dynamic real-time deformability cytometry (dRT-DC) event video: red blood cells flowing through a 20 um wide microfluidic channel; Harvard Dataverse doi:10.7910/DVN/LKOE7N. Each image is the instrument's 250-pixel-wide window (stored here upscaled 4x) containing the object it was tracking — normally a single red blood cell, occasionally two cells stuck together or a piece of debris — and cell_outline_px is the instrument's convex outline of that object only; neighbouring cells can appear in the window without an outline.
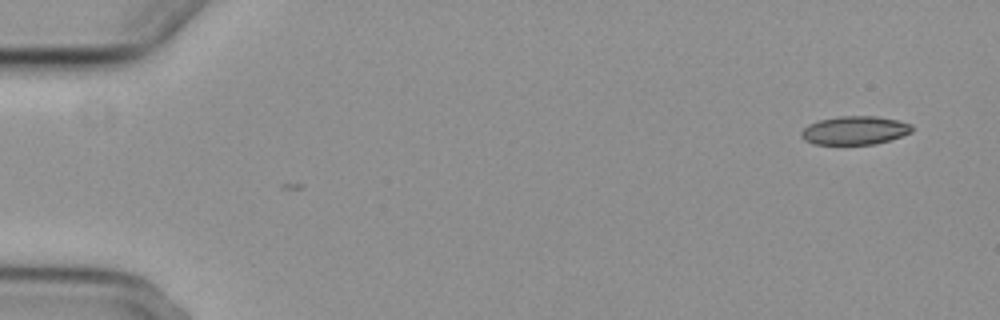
{"species": "common noctule bat (a hibernating species)", "species_latin": "Nyctalus noctula", "temperature_condition": "cold", "stored_images_in_passage": 5, "camera_frame_rate_fps": 3000, "um_per_image_px": 0.085, "animal": {"sex": "female", "body_mass_g": 29.2, "forearm_length_mm": 56.3}, "frame": {"image": 1, "passage_image": 1, "time_ms": 0.0, "image_size_px": [1000, 320], "cell_outline_px": [[912, 132], [876, 144], [812, 144], [804, 140], [800, 136], [800, 132], [808, 124], [820, 120], [840, 116], [876, 116], [900, 120], [912, 124]], "centroid_in_image_um": [72.64, 11.08], "position_along_channel_um": 12.4, "area_um2": 18.44}}
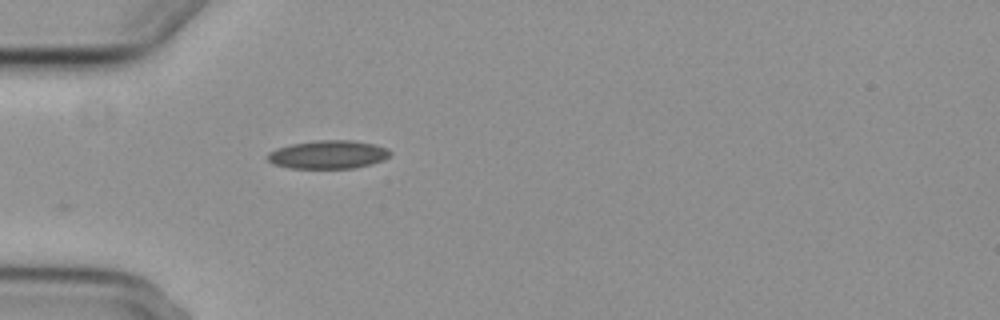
{"frame": {"image": 2, "passage_image": 5, "time_ms": 4.667, "image_size_px": [1000, 320], "cell_outline_px": [[392, 152], [384, 160], [372, 164], [356, 168], [288, 168], [272, 164], [264, 156], [268, 152], [276, 148], [292, 144], [316, 140], [352, 140], [372, 144], [388, 148]], "centroid_in_image_um": [27.86, 13.14], "position_along_channel_um": 57.1, "area_um2": 20.46}}